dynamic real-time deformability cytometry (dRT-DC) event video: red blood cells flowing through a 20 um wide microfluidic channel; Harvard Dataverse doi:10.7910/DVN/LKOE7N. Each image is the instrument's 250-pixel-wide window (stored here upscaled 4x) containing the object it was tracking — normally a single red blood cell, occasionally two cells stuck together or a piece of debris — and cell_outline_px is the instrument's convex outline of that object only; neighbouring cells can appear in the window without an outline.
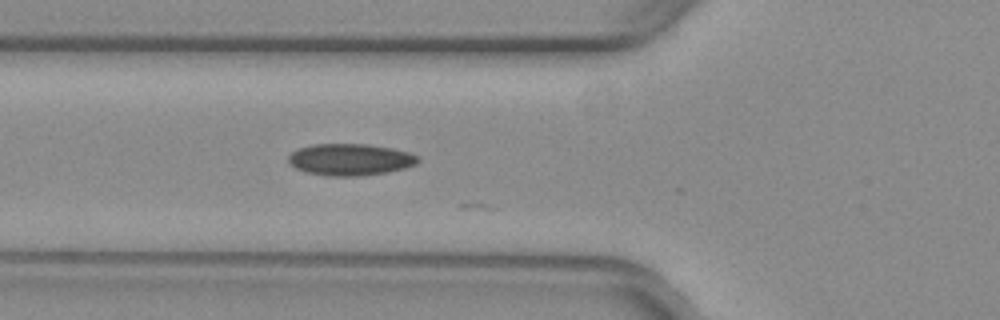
{"species": "common noctule bat (a hibernating species)", "species_latin": "Nyctalus noctula", "temperature_condition": "warm", "stored_images_in_passage": 7, "camera_frame_rate_fps": 3000, "um_per_image_px": 0.085, "animal": {"sex": "female", "body_mass_g": 29.2, "forearm_length_mm": 56.3}, "frame": {"image": 1, "passage_image": 6, "time_ms": 1.667, "image_size_px": [1000, 320], "cell_outline_px": [[420, 160], [416, 164], [404, 168], [388, 172], [360, 176], [328, 176], [304, 172], [296, 168], [288, 160], [288, 156], [292, 152], [300, 148], [312, 144], [368, 144], [392, 148], [408, 152], [416, 156]], "centroid_in_image_um": [29.76, 13.56], "position_along_channel_um": 96.0, "area_um2": 23.93}}